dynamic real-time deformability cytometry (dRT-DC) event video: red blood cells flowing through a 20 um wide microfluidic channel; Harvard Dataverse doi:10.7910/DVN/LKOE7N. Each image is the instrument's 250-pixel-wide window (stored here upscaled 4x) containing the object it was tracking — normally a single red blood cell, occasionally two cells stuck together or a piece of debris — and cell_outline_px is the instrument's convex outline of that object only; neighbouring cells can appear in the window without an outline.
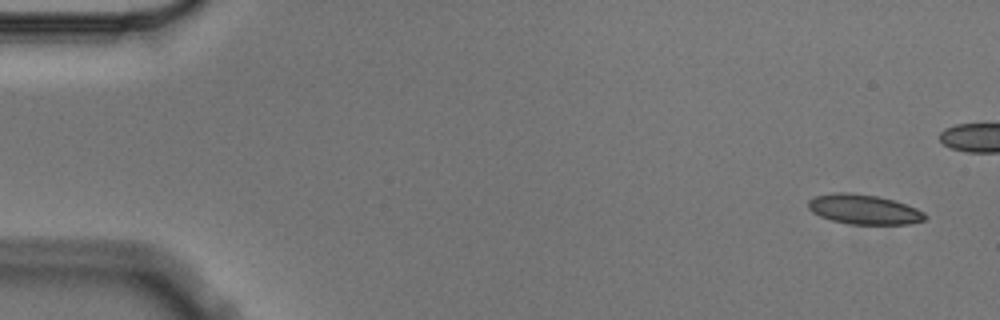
{"species": "Egyptian fruit bat (a non-hibernating species)", "species_latin": "Rousettus aegyptiacus", "temperature_condition": "cold", "stored_images_in_passage": 6, "camera_frame_rate_fps": 3000, "um_per_image_px": 0.085, "animal": {"sex": "male"}, "frame": {"image": 1, "passage_image": 1, "time_ms": 0.0, "image_size_px": [1000, 320], "cell_outline_px": [[928, 216], [924, 220], [908, 224], [852, 224], [832, 220], [820, 216], [812, 212], [808, 208], [808, 200], [816, 196], [836, 192], [852, 192], [880, 196], [896, 200], [916, 208], [924, 212]], "centroid_in_image_um": [73.45, 17.78], "position_along_channel_um": 11.6, "area_um2": 20.4}}
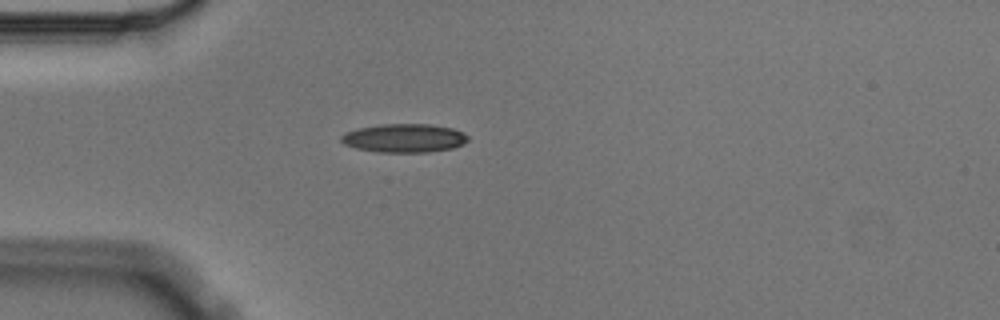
{"frame": {"image": 2, "passage_image": 6, "time_ms": 1.667, "image_size_px": [1000, 320], "cell_outline_px": [[468, 140], [464, 144], [452, 148], [428, 152], [376, 152], [356, 148], [344, 144], [340, 140], [340, 136], [344, 132], [356, 128], [380, 124], [428, 124], [452, 128], [464, 132], [468, 136]], "centroid_in_image_um": [34.33, 11.73], "position_along_channel_um": 50.7, "area_um2": 21.33}}